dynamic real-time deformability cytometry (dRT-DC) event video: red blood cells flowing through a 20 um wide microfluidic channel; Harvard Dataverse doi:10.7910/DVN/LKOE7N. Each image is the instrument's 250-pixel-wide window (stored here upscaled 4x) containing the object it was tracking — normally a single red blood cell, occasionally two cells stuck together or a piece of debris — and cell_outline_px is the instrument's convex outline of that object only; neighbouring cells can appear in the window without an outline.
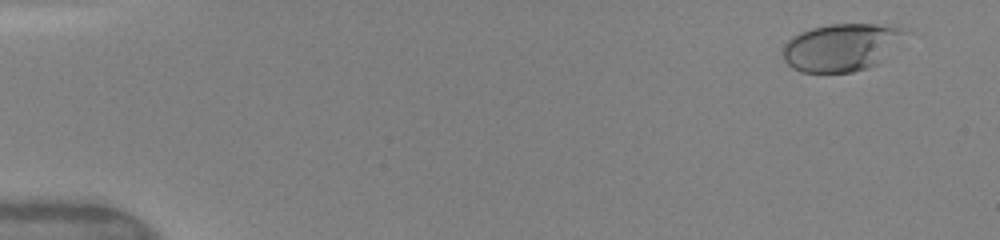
{"species": "human", "species_latin": "Homo sapiens", "temperature_condition": "warm", "stored_images_in_passage": 16, "camera_frame_rate_fps": 3000, "um_per_image_px": 0.085, "donor": {"sex": "female"}, "frame": {"image": 1, "passage_image": 2, "time_ms": 0.333, "image_size_px": [1000, 240], "cell_outline_px": [[912, 32], [876, 64], [868, 68], [852, 72], [800, 72], [792, 68], [784, 60], [784, 44], [792, 36], [800, 32], [812, 28], [828, 24], [900, 24], [908, 28]], "centroid_in_image_um": [71.61, 3.98], "position_along_channel_um": 13.4, "area_um2": 34.45}}
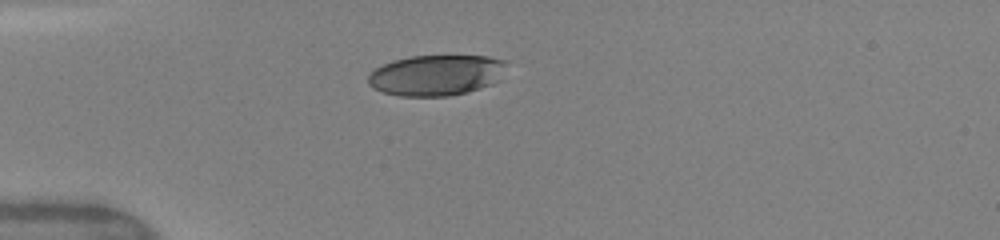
{"frame": {"image": 2, "passage_image": 11, "time_ms": 4.0, "image_size_px": [1000, 240], "cell_outline_px": [[504, 64], [500, 80], [492, 84], [468, 92], [448, 96], [400, 96], [384, 92], [372, 88], [368, 84], [368, 76], [376, 68], [384, 64], [396, 60], [412, 56], [488, 56], [504, 60]], "centroid_in_image_um": [37.07, 6.4], "position_along_channel_um": 47.9, "area_um2": 32.6}}